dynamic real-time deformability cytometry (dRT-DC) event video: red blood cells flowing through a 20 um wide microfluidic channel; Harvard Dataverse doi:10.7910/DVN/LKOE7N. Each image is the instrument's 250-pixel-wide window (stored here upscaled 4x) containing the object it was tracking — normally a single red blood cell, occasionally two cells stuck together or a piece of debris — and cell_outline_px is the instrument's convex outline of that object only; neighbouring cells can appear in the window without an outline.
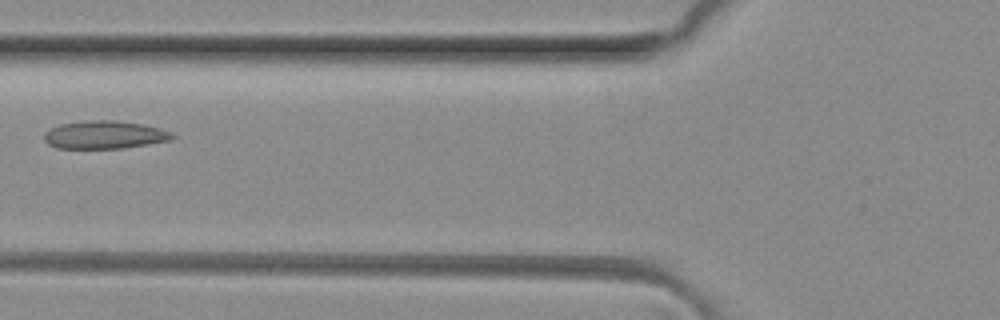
{"species": "common noctule bat (a hibernating species)", "species_latin": "Nyctalus noctula", "temperature_condition": "room temperature", "stored_images_in_passage": 4, "camera_frame_rate_fps": 3000, "um_per_image_px": 0.085, "animal": {"sex": "female", "body_mass_g": 29.2, "forearm_length_mm": 56.3}, "frame": {"image": 1, "passage_image": 4, "time_ms": 1.0, "image_size_px": [1000, 320], "cell_outline_px": [[176, 136], [172, 140], [120, 148], [56, 148], [48, 144], [44, 140], [44, 132], [60, 124], [84, 120], [116, 120], [144, 124], [172, 132]], "centroid_in_image_um": [8.88, 11.45], "position_along_channel_um": 116.9, "area_um2": 20.92}}